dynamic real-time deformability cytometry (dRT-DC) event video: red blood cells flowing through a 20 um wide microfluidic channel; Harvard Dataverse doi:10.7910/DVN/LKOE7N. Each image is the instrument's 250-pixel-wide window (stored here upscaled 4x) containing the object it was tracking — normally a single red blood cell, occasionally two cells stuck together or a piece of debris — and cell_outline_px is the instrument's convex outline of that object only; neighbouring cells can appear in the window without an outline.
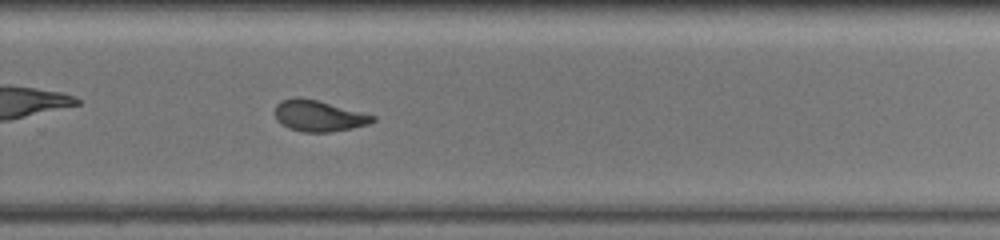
{"species": "common noctule bat (a hibernating species)", "species_latin": "Nyctalus noctula", "temperature_condition": "warm", "stored_images_in_passage": 62, "camera_frame_rate_fps": 3000, "um_per_image_px": 0.085, "animal": {"sex": "female", "body_mass_g": 19.5, "forearm_length_mm": 54.1}, "frame": {"image": 1, "passage_image": 45, "time_ms": 14.667, "image_size_px": [1000, 240], "cell_outline_px": [[376, 120], [368, 124], [352, 128], [328, 132], [304, 132], [288, 128], [280, 124], [276, 120], [276, 104], [280, 100], [316, 100], [376, 116]], "centroid_in_image_um": [27.1, 9.89], "position_along_channel_um": 302.7, "area_um2": 17.11}}
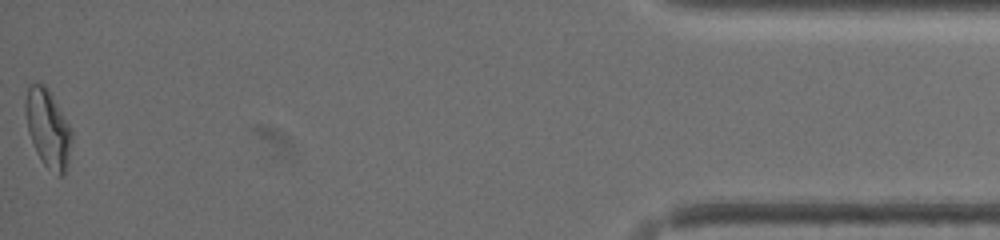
{"frame": {"image": 2, "passage_image": 62, "time_ms": 20.333, "image_size_px": [1000, 240], "cell_outline_px": [[72, 140], [68, 164], [64, 176], [60, 176], [48, 168], [40, 160], [36, 152], [28, 132], [24, 112], [24, 104], [28, 88], [32, 84], [44, 84], [48, 88], [72, 128]], "centroid_in_image_um": [4.08, 10.93], "position_along_channel_um": 431.1, "area_um2": 21.27}, "authors_computed_cell_mechanics": {"area_um2": 19.2763, "velocity_mm_per_s": 3.5752, "shape_relaxation_time_tau1_ms": null, "shape_relaxation_time_tau2_ms": 1.8351, "deformation_change_tau1": null, "deformation_change_tau2": 0.0859}}